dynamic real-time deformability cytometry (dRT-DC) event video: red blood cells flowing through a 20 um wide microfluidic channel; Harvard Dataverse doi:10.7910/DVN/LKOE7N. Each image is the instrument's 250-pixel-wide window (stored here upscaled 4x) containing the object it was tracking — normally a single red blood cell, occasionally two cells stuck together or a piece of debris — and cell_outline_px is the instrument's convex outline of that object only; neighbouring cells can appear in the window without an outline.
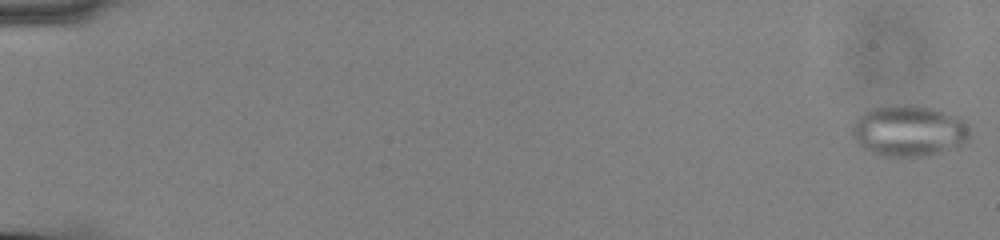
{"species": "common noctule bat (a hibernating species)", "species_latin": "Nyctalus noctula", "temperature_condition": "cold", "stored_images_in_passage": 57, "camera_frame_rate_fps": 3000, "um_per_image_px": 0.085, "animal": {"sex": "male", "body_mass_g": 13.0, "forearm_length_mm": 53.1}, "frame": {"image": 1, "passage_image": 1, "time_ms": 0.0, "image_size_px": [1000, 240], "cell_outline_px": [[968, 140], [960, 144], [940, 152], [924, 156], [880, 156], [864, 148], [852, 136], [852, 124], [856, 116], [872, 108], [892, 104], [912, 104], [932, 108], [956, 116], [964, 120], [968, 128]], "centroid_in_image_um": [77.2, 11.09], "position_along_channel_um": 7.8, "area_um2": 34.97}}
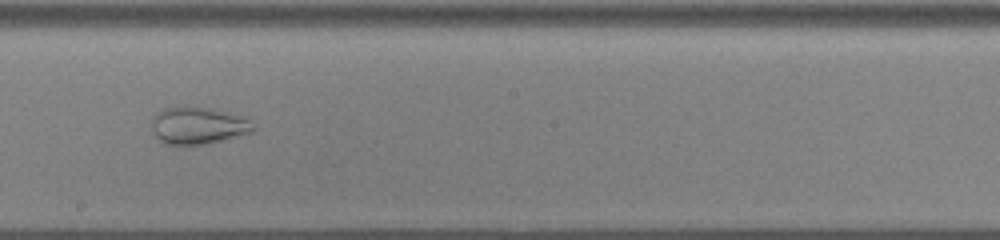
{"frame": {"image": 2, "passage_image": 34, "time_ms": 11.0, "image_size_px": [1000, 240], "cell_outline_px": [[256, 128], [252, 132], [224, 140], [204, 144], [164, 144], [156, 136], [152, 128], [152, 116], [164, 108], [188, 104], [212, 108], [244, 116]], "centroid_in_image_um": [16.83, 10.63], "position_along_channel_um": 231.4, "area_um2": 22.37}}
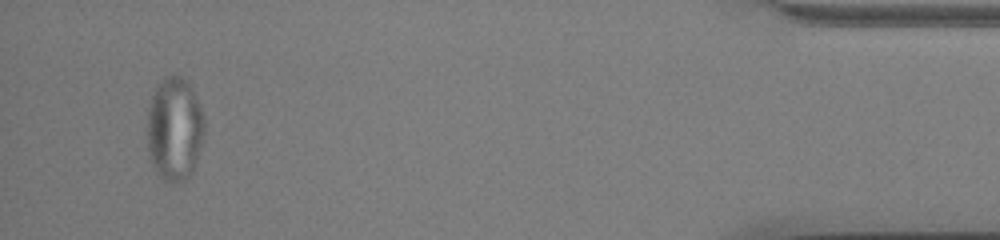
{"frame": {"image": 3, "passage_image": 55, "time_ms": 18.0, "image_size_px": [1000, 240], "cell_outline_px": [[204, 136], [192, 168], [188, 176], [184, 180], [172, 184], [164, 180], [156, 172], [152, 164], [148, 152], [148, 108], [156, 84], [164, 76], [180, 76], [188, 80], [196, 96], [204, 116]], "centroid_in_image_um": [14.82, 10.93], "position_along_channel_um": 420.4, "area_um2": 34.51}}